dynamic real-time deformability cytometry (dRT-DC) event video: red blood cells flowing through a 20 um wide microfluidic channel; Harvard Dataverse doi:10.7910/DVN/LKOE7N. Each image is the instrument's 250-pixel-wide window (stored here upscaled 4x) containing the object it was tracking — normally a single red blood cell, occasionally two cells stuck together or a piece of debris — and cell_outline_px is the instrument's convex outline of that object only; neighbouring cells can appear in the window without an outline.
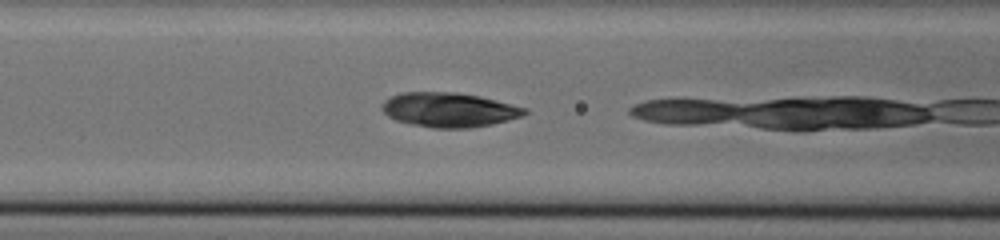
{"species": "common noctule bat (a hibernating species)", "species_latin": "Nyctalus noctula", "temperature_condition": "cold", "stored_images_in_passage": 15, "camera_frame_rate_fps": 3000, "um_per_image_px": 0.085, "animal": {"sex": "male", "body_mass_g": 20.0, "forearm_length_mm": 53.3}, "frame": {"image": 1, "passage_image": 5, "time_ms": 1.333, "image_size_px": [1000, 240], "cell_outline_px": [[528, 112], [524, 116], [492, 124], [468, 128], [432, 128], [412, 124], [396, 120], [388, 116], [380, 108], [380, 104], [384, 100], [400, 92], [456, 92], [480, 96], [528, 108]], "centroid_in_image_um": [38.17, 9.33], "position_along_channel_um": 128.4, "area_um2": 28.84}}
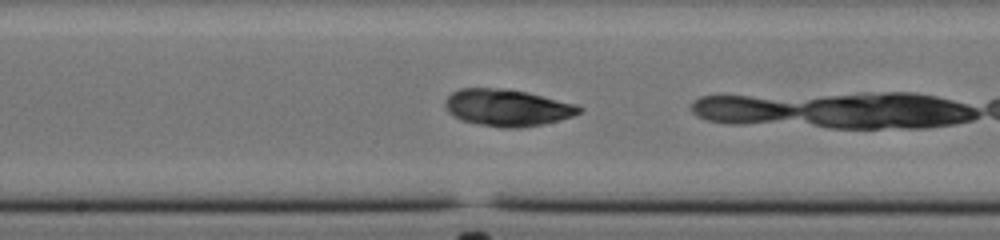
{"frame": {"image": 2, "passage_image": 11, "time_ms": 3.333, "image_size_px": [1000, 240], "cell_outline_px": [[584, 108], [580, 112], [572, 116], [560, 120], [544, 124], [516, 128], [504, 128], [476, 124], [460, 120], [452, 116], [448, 112], [444, 104], [444, 100], [452, 92], [460, 88], [504, 88], [528, 92], [576, 104]], "centroid_in_image_um": [43.09, 9.15], "position_along_channel_um": 205.1, "area_um2": 29.07}}